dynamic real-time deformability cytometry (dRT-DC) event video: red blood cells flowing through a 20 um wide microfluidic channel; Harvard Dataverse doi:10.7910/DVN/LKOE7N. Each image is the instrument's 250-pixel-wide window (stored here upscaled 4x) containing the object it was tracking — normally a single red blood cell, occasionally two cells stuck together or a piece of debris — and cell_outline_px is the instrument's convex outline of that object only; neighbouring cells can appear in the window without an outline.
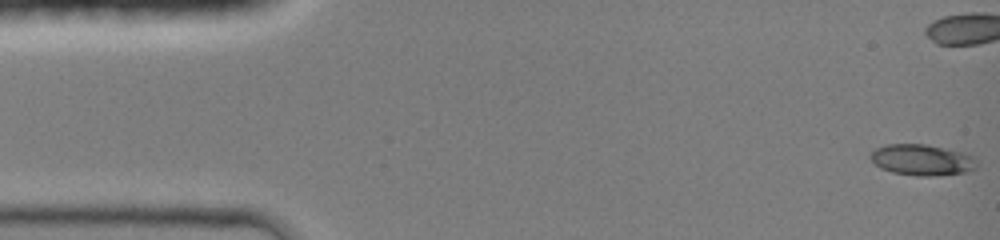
{"species": "common noctule bat (a hibernating species)", "species_latin": "Nyctalus noctula", "temperature_condition": "room temperature", "stored_images_in_passage": 46, "camera_frame_rate_fps": 3000, "um_per_image_px": 0.085, "animal": {"sex": "female", "body_mass_g": 19.0, "forearm_length_mm": 51.5}, "frame": {"image": 1, "passage_image": 1, "time_ms": 0.0, "image_size_px": [1000, 240], "cell_outline_px": [[976, 168], [964, 172], [936, 176], [916, 176], [892, 172], [880, 168], [868, 156], [876, 148], [888, 144], [928, 144], [968, 152], [976, 156]], "centroid_in_image_um": [78.42, 13.58], "position_along_channel_um": 6.6, "area_um2": 19.59}, "authors_computed_cell_mechanics": {"area_um2": 18.6694, "velocity_mm_per_s": 4.2605, "shape_relaxation_time_tau1_ms": null, "shape_relaxation_time_tau2_ms": 2.4026, "deformation_change_tau1": null, "deformation_change_tau2": 0.0481}}